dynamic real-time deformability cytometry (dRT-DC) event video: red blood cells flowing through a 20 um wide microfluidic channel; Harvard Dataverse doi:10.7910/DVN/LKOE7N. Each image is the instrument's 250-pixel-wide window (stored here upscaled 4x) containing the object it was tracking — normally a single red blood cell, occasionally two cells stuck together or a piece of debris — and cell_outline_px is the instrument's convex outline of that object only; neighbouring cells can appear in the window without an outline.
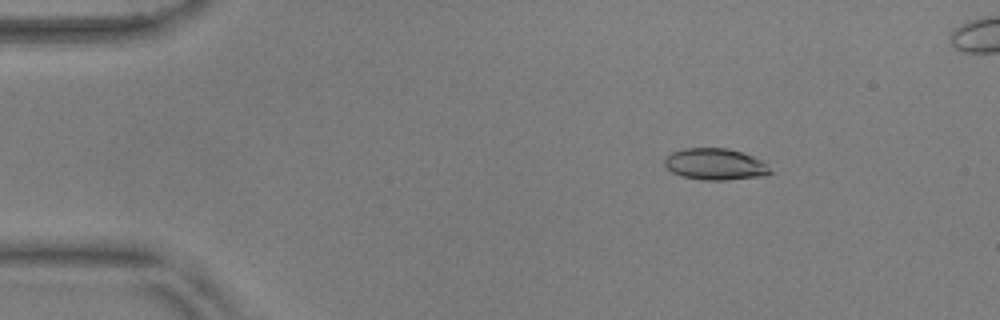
{"species": "common noctule bat (a hibernating species)", "species_latin": "Nyctalus noctula", "temperature_condition": "warm", "stored_images_in_passage": 17, "camera_frame_rate_fps": 3000, "um_per_image_px": 0.085, "animal": {"sex": "male", "body_mass_g": 17.9, "forearm_length_mm": 54.2}, "frame": {"image": 1, "passage_image": 8, "time_ms": 2.333, "image_size_px": [1000, 320], "cell_outline_px": [[772, 172], [768, 176], [728, 180], [704, 180], [680, 176], [672, 172], [664, 164], [664, 160], [672, 152], [684, 148], [728, 148], [764, 160], [768, 164]], "centroid_in_image_um": [60.85, 13.97], "position_along_channel_um": 24.2, "area_um2": 19.65}}